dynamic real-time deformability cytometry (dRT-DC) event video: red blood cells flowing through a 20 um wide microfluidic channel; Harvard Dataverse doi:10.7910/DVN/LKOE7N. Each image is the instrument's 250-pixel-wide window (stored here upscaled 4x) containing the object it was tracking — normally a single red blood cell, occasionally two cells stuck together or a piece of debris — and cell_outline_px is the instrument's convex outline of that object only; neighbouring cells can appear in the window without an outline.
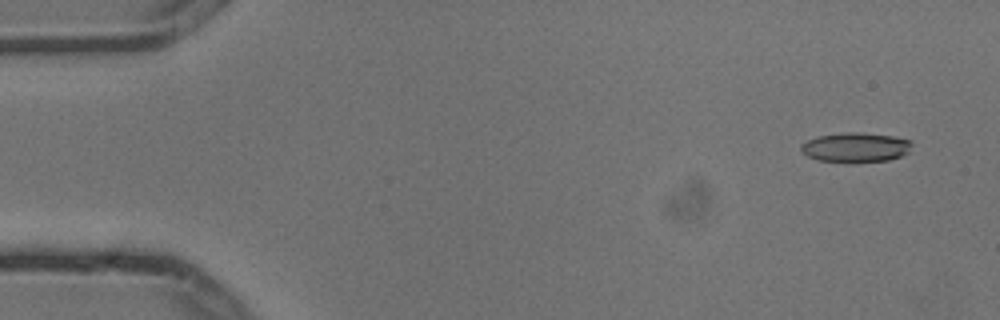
{"species": "common noctule bat (a hibernating species)", "species_latin": "Nyctalus noctula", "temperature_condition": "cold", "stored_images_in_passage": 4, "camera_frame_rate_fps": 3000, "um_per_image_px": 0.085, "animal": {"sex": "male", "body_mass_g": 13.3}, "frame": {"image": 1, "passage_image": 1, "time_ms": 0.0, "image_size_px": [1000, 320], "cell_outline_px": [[912, 144], [908, 152], [900, 156], [888, 160], [852, 164], [816, 160], [800, 152], [800, 144], [816, 136], [844, 132], [860, 132], [892, 136], [912, 140]], "centroid_in_image_um": [72.68, 12.55], "position_along_channel_um": 12.3, "area_um2": 19.71}}
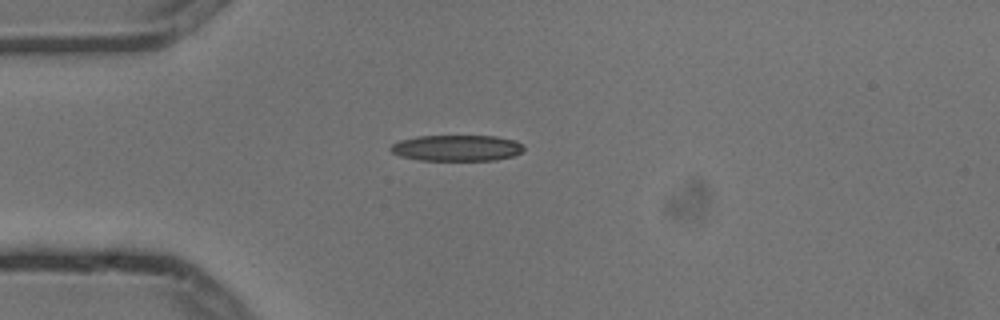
{"frame": {"image": 2, "passage_image": 4, "time_ms": 1.0, "image_size_px": [1000, 320], "cell_outline_px": [[524, 148], [520, 152], [512, 156], [496, 160], [420, 160], [400, 156], [392, 152], [388, 148], [392, 144], [400, 140], [416, 136], [496, 136], [516, 140]], "centroid_in_image_um": [38.8, 12.57], "position_along_channel_um": 46.2, "area_um2": 20.17}}